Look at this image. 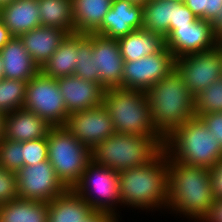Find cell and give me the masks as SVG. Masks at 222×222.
Returning <instances> with one entry per match:
<instances>
[{"mask_svg": "<svg viewBox=\"0 0 222 222\" xmlns=\"http://www.w3.org/2000/svg\"><path fill=\"white\" fill-rule=\"evenodd\" d=\"M168 161L167 208L195 222L200 221L214 201L210 169ZM193 218V219H192Z\"/></svg>", "mask_w": 222, "mask_h": 222, "instance_id": "1", "label": "cell"}, {"mask_svg": "<svg viewBox=\"0 0 222 222\" xmlns=\"http://www.w3.org/2000/svg\"><path fill=\"white\" fill-rule=\"evenodd\" d=\"M122 205L137 209L167 208L168 161L162 149L149 163L118 172Z\"/></svg>", "mask_w": 222, "mask_h": 222, "instance_id": "2", "label": "cell"}, {"mask_svg": "<svg viewBox=\"0 0 222 222\" xmlns=\"http://www.w3.org/2000/svg\"><path fill=\"white\" fill-rule=\"evenodd\" d=\"M145 93L152 122L163 139L195 116V97L176 69Z\"/></svg>", "mask_w": 222, "mask_h": 222, "instance_id": "3", "label": "cell"}, {"mask_svg": "<svg viewBox=\"0 0 222 222\" xmlns=\"http://www.w3.org/2000/svg\"><path fill=\"white\" fill-rule=\"evenodd\" d=\"M169 159L211 169L222 159V147L200 117L193 116L164 139Z\"/></svg>", "mask_w": 222, "mask_h": 222, "instance_id": "4", "label": "cell"}, {"mask_svg": "<svg viewBox=\"0 0 222 222\" xmlns=\"http://www.w3.org/2000/svg\"><path fill=\"white\" fill-rule=\"evenodd\" d=\"M102 104L107 109L116 133L154 137L162 146L151 119L145 91L127 88L106 89Z\"/></svg>", "mask_w": 222, "mask_h": 222, "instance_id": "5", "label": "cell"}, {"mask_svg": "<svg viewBox=\"0 0 222 222\" xmlns=\"http://www.w3.org/2000/svg\"><path fill=\"white\" fill-rule=\"evenodd\" d=\"M163 146L144 135L115 133L91 150L92 160L117 172L149 163Z\"/></svg>", "mask_w": 222, "mask_h": 222, "instance_id": "6", "label": "cell"}, {"mask_svg": "<svg viewBox=\"0 0 222 222\" xmlns=\"http://www.w3.org/2000/svg\"><path fill=\"white\" fill-rule=\"evenodd\" d=\"M47 143L48 160L58 179L67 189H73L92 160L91 150L64 126H53Z\"/></svg>", "mask_w": 222, "mask_h": 222, "instance_id": "7", "label": "cell"}, {"mask_svg": "<svg viewBox=\"0 0 222 222\" xmlns=\"http://www.w3.org/2000/svg\"><path fill=\"white\" fill-rule=\"evenodd\" d=\"M73 190L94 211L107 212L116 218L119 216L115 212L117 205H122L117 171L91 160Z\"/></svg>", "mask_w": 222, "mask_h": 222, "instance_id": "8", "label": "cell"}, {"mask_svg": "<svg viewBox=\"0 0 222 222\" xmlns=\"http://www.w3.org/2000/svg\"><path fill=\"white\" fill-rule=\"evenodd\" d=\"M23 108L48 121L52 126H64L69 116L57 79L39 71L26 84Z\"/></svg>", "mask_w": 222, "mask_h": 222, "instance_id": "9", "label": "cell"}, {"mask_svg": "<svg viewBox=\"0 0 222 222\" xmlns=\"http://www.w3.org/2000/svg\"><path fill=\"white\" fill-rule=\"evenodd\" d=\"M175 69L195 97L222 79V52L217 46L210 51L186 54L175 60Z\"/></svg>", "mask_w": 222, "mask_h": 222, "instance_id": "10", "label": "cell"}, {"mask_svg": "<svg viewBox=\"0 0 222 222\" xmlns=\"http://www.w3.org/2000/svg\"><path fill=\"white\" fill-rule=\"evenodd\" d=\"M173 53L164 46L155 54L136 61H124L122 88L146 91L175 70Z\"/></svg>", "mask_w": 222, "mask_h": 222, "instance_id": "11", "label": "cell"}, {"mask_svg": "<svg viewBox=\"0 0 222 222\" xmlns=\"http://www.w3.org/2000/svg\"><path fill=\"white\" fill-rule=\"evenodd\" d=\"M16 175L20 199L48 203L67 190L58 179L49 160L32 166L24 165L16 172Z\"/></svg>", "mask_w": 222, "mask_h": 222, "instance_id": "12", "label": "cell"}, {"mask_svg": "<svg viewBox=\"0 0 222 222\" xmlns=\"http://www.w3.org/2000/svg\"><path fill=\"white\" fill-rule=\"evenodd\" d=\"M64 127L90 150L116 133L111 117L103 104L69 114Z\"/></svg>", "mask_w": 222, "mask_h": 222, "instance_id": "13", "label": "cell"}, {"mask_svg": "<svg viewBox=\"0 0 222 222\" xmlns=\"http://www.w3.org/2000/svg\"><path fill=\"white\" fill-rule=\"evenodd\" d=\"M219 39L214 35L212 23L197 19L190 26L175 27L165 38V46L174 57L215 49Z\"/></svg>", "mask_w": 222, "mask_h": 222, "instance_id": "14", "label": "cell"}, {"mask_svg": "<svg viewBox=\"0 0 222 222\" xmlns=\"http://www.w3.org/2000/svg\"><path fill=\"white\" fill-rule=\"evenodd\" d=\"M93 59L95 72L100 76V85L105 90L122 88L124 60L118 40L93 33Z\"/></svg>", "mask_w": 222, "mask_h": 222, "instance_id": "15", "label": "cell"}, {"mask_svg": "<svg viewBox=\"0 0 222 222\" xmlns=\"http://www.w3.org/2000/svg\"><path fill=\"white\" fill-rule=\"evenodd\" d=\"M142 26V4L127 0H113L111 9L94 34L118 40L133 30L142 29Z\"/></svg>", "mask_w": 222, "mask_h": 222, "instance_id": "16", "label": "cell"}, {"mask_svg": "<svg viewBox=\"0 0 222 222\" xmlns=\"http://www.w3.org/2000/svg\"><path fill=\"white\" fill-rule=\"evenodd\" d=\"M57 84L68 114L102 105L105 89L99 83L70 75L57 78Z\"/></svg>", "mask_w": 222, "mask_h": 222, "instance_id": "17", "label": "cell"}, {"mask_svg": "<svg viewBox=\"0 0 222 222\" xmlns=\"http://www.w3.org/2000/svg\"><path fill=\"white\" fill-rule=\"evenodd\" d=\"M52 127L37 114L24 108L17 109L5 116L4 138L14 142L47 138Z\"/></svg>", "mask_w": 222, "mask_h": 222, "instance_id": "18", "label": "cell"}, {"mask_svg": "<svg viewBox=\"0 0 222 222\" xmlns=\"http://www.w3.org/2000/svg\"><path fill=\"white\" fill-rule=\"evenodd\" d=\"M67 36L65 30L40 25L19 38L33 61L41 68Z\"/></svg>", "mask_w": 222, "mask_h": 222, "instance_id": "19", "label": "cell"}, {"mask_svg": "<svg viewBox=\"0 0 222 222\" xmlns=\"http://www.w3.org/2000/svg\"><path fill=\"white\" fill-rule=\"evenodd\" d=\"M0 56L3 62V78L28 82L40 71L19 37H13L0 50Z\"/></svg>", "mask_w": 222, "mask_h": 222, "instance_id": "20", "label": "cell"}, {"mask_svg": "<svg viewBox=\"0 0 222 222\" xmlns=\"http://www.w3.org/2000/svg\"><path fill=\"white\" fill-rule=\"evenodd\" d=\"M1 18L13 37L41 25L38 0H14L1 6Z\"/></svg>", "mask_w": 222, "mask_h": 222, "instance_id": "21", "label": "cell"}, {"mask_svg": "<svg viewBox=\"0 0 222 222\" xmlns=\"http://www.w3.org/2000/svg\"><path fill=\"white\" fill-rule=\"evenodd\" d=\"M176 0H148L142 5V28L164 39L175 29Z\"/></svg>", "mask_w": 222, "mask_h": 222, "instance_id": "22", "label": "cell"}, {"mask_svg": "<svg viewBox=\"0 0 222 222\" xmlns=\"http://www.w3.org/2000/svg\"><path fill=\"white\" fill-rule=\"evenodd\" d=\"M94 210L73 189L48 202V222H80Z\"/></svg>", "mask_w": 222, "mask_h": 222, "instance_id": "23", "label": "cell"}, {"mask_svg": "<svg viewBox=\"0 0 222 222\" xmlns=\"http://www.w3.org/2000/svg\"><path fill=\"white\" fill-rule=\"evenodd\" d=\"M118 43L123 60L136 61L160 51L165 46V39L142 28L119 38Z\"/></svg>", "mask_w": 222, "mask_h": 222, "instance_id": "24", "label": "cell"}, {"mask_svg": "<svg viewBox=\"0 0 222 222\" xmlns=\"http://www.w3.org/2000/svg\"><path fill=\"white\" fill-rule=\"evenodd\" d=\"M78 58V33H71L63 40L56 52L40 68L54 79L74 75Z\"/></svg>", "mask_w": 222, "mask_h": 222, "instance_id": "25", "label": "cell"}, {"mask_svg": "<svg viewBox=\"0 0 222 222\" xmlns=\"http://www.w3.org/2000/svg\"><path fill=\"white\" fill-rule=\"evenodd\" d=\"M113 0H72L75 33H94L111 9Z\"/></svg>", "mask_w": 222, "mask_h": 222, "instance_id": "26", "label": "cell"}, {"mask_svg": "<svg viewBox=\"0 0 222 222\" xmlns=\"http://www.w3.org/2000/svg\"><path fill=\"white\" fill-rule=\"evenodd\" d=\"M0 222H48V203L17 198L0 204Z\"/></svg>", "mask_w": 222, "mask_h": 222, "instance_id": "27", "label": "cell"}, {"mask_svg": "<svg viewBox=\"0 0 222 222\" xmlns=\"http://www.w3.org/2000/svg\"><path fill=\"white\" fill-rule=\"evenodd\" d=\"M41 26L75 33L72 0H38Z\"/></svg>", "mask_w": 222, "mask_h": 222, "instance_id": "28", "label": "cell"}, {"mask_svg": "<svg viewBox=\"0 0 222 222\" xmlns=\"http://www.w3.org/2000/svg\"><path fill=\"white\" fill-rule=\"evenodd\" d=\"M74 75L100 84V76L95 72V59H93V33H78V58Z\"/></svg>", "mask_w": 222, "mask_h": 222, "instance_id": "29", "label": "cell"}, {"mask_svg": "<svg viewBox=\"0 0 222 222\" xmlns=\"http://www.w3.org/2000/svg\"><path fill=\"white\" fill-rule=\"evenodd\" d=\"M26 84L27 82L18 79L0 80V113L7 115L23 108Z\"/></svg>", "mask_w": 222, "mask_h": 222, "instance_id": "30", "label": "cell"}, {"mask_svg": "<svg viewBox=\"0 0 222 222\" xmlns=\"http://www.w3.org/2000/svg\"><path fill=\"white\" fill-rule=\"evenodd\" d=\"M216 112L222 113V79L195 96V116Z\"/></svg>", "mask_w": 222, "mask_h": 222, "instance_id": "31", "label": "cell"}, {"mask_svg": "<svg viewBox=\"0 0 222 222\" xmlns=\"http://www.w3.org/2000/svg\"><path fill=\"white\" fill-rule=\"evenodd\" d=\"M23 142H14L5 138L0 142V166L16 173L24 166Z\"/></svg>", "mask_w": 222, "mask_h": 222, "instance_id": "32", "label": "cell"}, {"mask_svg": "<svg viewBox=\"0 0 222 222\" xmlns=\"http://www.w3.org/2000/svg\"><path fill=\"white\" fill-rule=\"evenodd\" d=\"M24 165H35L48 160L47 138L23 141Z\"/></svg>", "mask_w": 222, "mask_h": 222, "instance_id": "33", "label": "cell"}, {"mask_svg": "<svg viewBox=\"0 0 222 222\" xmlns=\"http://www.w3.org/2000/svg\"><path fill=\"white\" fill-rule=\"evenodd\" d=\"M18 198V183L16 173L0 166V204Z\"/></svg>", "mask_w": 222, "mask_h": 222, "instance_id": "34", "label": "cell"}, {"mask_svg": "<svg viewBox=\"0 0 222 222\" xmlns=\"http://www.w3.org/2000/svg\"><path fill=\"white\" fill-rule=\"evenodd\" d=\"M199 117L222 147V113H206Z\"/></svg>", "mask_w": 222, "mask_h": 222, "instance_id": "35", "label": "cell"}, {"mask_svg": "<svg viewBox=\"0 0 222 222\" xmlns=\"http://www.w3.org/2000/svg\"><path fill=\"white\" fill-rule=\"evenodd\" d=\"M198 18L185 5L184 1L176 0L175 27L190 26Z\"/></svg>", "mask_w": 222, "mask_h": 222, "instance_id": "36", "label": "cell"}, {"mask_svg": "<svg viewBox=\"0 0 222 222\" xmlns=\"http://www.w3.org/2000/svg\"><path fill=\"white\" fill-rule=\"evenodd\" d=\"M214 199H222V159L210 169Z\"/></svg>", "mask_w": 222, "mask_h": 222, "instance_id": "37", "label": "cell"}, {"mask_svg": "<svg viewBox=\"0 0 222 222\" xmlns=\"http://www.w3.org/2000/svg\"><path fill=\"white\" fill-rule=\"evenodd\" d=\"M200 222H222V199H214Z\"/></svg>", "mask_w": 222, "mask_h": 222, "instance_id": "38", "label": "cell"}, {"mask_svg": "<svg viewBox=\"0 0 222 222\" xmlns=\"http://www.w3.org/2000/svg\"><path fill=\"white\" fill-rule=\"evenodd\" d=\"M185 5L198 19L206 16V0H183Z\"/></svg>", "mask_w": 222, "mask_h": 222, "instance_id": "39", "label": "cell"}, {"mask_svg": "<svg viewBox=\"0 0 222 222\" xmlns=\"http://www.w3.org/2000/svg\"><path fill=\"white\" fill-rule=\"evenodd\" d=\"M222 9V0H206V16L203 20L213 22Z\"/></svg>", "mask_w": 222, "mask_h": 222, "instance_id": "40", "label": "cell"}, {"mask_svg": "<svg viewBox=\"0 0 222 222\" xmlns=\"http://www.w3.org/2000/svg\"><path fill=\"white\" fill-rule=\"evenodd\" d=\"M80 222H118V218L107 212L93 211L87 218Z\"/></svg>", "mask_w": 222, "mask_h": 222, "instance_id": "41", "label": "cell"}, {"mask_svg": "<svg viewBox=\"0 0 222 222\" xmlns=\"http://www.w3.org/2000/svg\"><path fill=\"white\" fill-rule=\"evenodd\" d=\"M13 38L4 21L0 18V50Z\"/></svg>", "mask_w": 222, "mask_h": 222, "instance_id": "42", "label": "cell"}, {"mask_svg": "<svg viewBox=\"0 0 222 222\" xmlns=\"http://www.w3.org/2000/svg\"><path fill=\"white\" fill-rule=\"evenodd\" d=\"M212 27L214 35L222 41V9L216 16L215 20L212 22Z\"/></svg>", "mask_w": 222, "mask_h": 222, "instance_id": "43", "label": "cell"}, {"mask_svg": "<svg viewBox=\"0 0 222 222\" xmlns=\"http://www.w3.org/2000/svg\"><path fill=\"white\" fill-rule=\"evenodd\" d=\"M5 114L0 113V142L4 138Z\"/></svg>", "mask_w": 222, "mask_h": 222, "instance_id": "44", "label": "cell"}, {"mask_svg": "<svg viewBox=\"0 0 222 222\" xmlns=\"http://www.w3.org/2000/svg\"><path fill=\"white\" fill-rule=\"evenodd\" d=\"M127 1H131L132 3L135 4H145L148 0H127Z\"/></svg>", "mask_w": 222, "mask_h": 222, "instance_id": "45", "label": "cell"}, {"mask_svg": "<svg viewBox=\"0 0 222 222\" xmlns=\"http://www.w3.org/2000/svg\"><path fill=\"white\" fill-rule=\"evenodd\" d=\"M3 78V62L0 56V80Z\"/></svg>", "mask_w": 222, "mask_h": 222, "instance_id": "46", "label": "cell"}, {"mask_svg": "<svg viewBox=\"0 0 222 222\" xmlns=\"http://www.w3.org/2000/svg\"><path fill=\"white\" fill-rule=\"evenodd\" d=\"M14 0H0V6L5 5L7 3H11Z\"/></svg>", "mask_w": 222, "mask_h": 222, "instance_id": "47", "label": "cell"}, {"mask_svg": "<svg viewBox=\"0 0 222 222\" xmlns=\"http://www.w3.org/2000/svg\"><path fill=\"white\" fill-rule=\"evenodd\" d=\"M218 47L220 48V50H221V52H222V41H219Z\"/></svg>", "mask_w": 222, "mask_h": 222, "instance_id": "48", "label": "cell"}]
</instances>
